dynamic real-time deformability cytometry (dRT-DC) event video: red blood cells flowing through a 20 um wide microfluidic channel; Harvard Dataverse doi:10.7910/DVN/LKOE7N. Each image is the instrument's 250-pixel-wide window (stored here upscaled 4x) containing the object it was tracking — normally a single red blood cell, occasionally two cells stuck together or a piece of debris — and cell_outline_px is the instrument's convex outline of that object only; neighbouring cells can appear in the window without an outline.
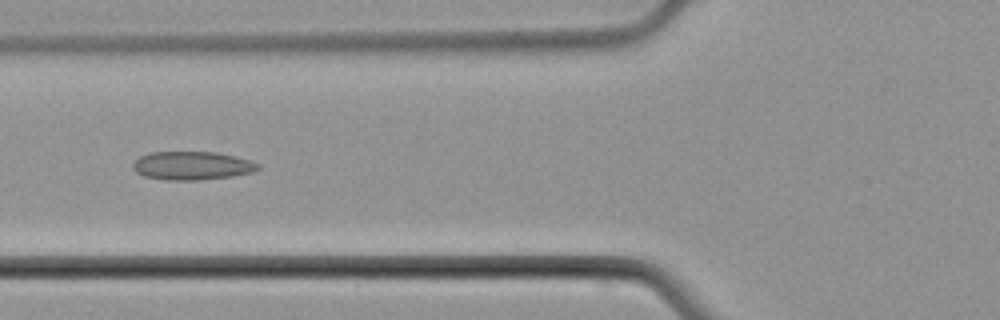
{"species": "common noctule bat (a hibernating species)", "species_latin": "Nyctalus noctula", "temperature_condition": "cold", "stored_images_in_passage": 8, "camera_frame_rate_fps": 3000, "um_per_image_px": 0.085, "animal": {"sex": "male", "body_mass_g": 21.5, "forearm_length_mm": 52.0}, "frame": {"image": 1, "passage_image": 6, "time_ms": 7.0, "image_size_px": [1000, 320], "cell_outline_px": [[260, 168], [252, 172], [232, 176], [200, 180], [164, 180], [144, 176], [136, 172], [132, 168], [132, 164], [140, 156], [148, 152], [216, 152], [236, 156], [260, 164]], "centroid_in_image_um": [16.3, 14.08], "position_along_channel_um": 109.5, "area_um2": 20.81}}
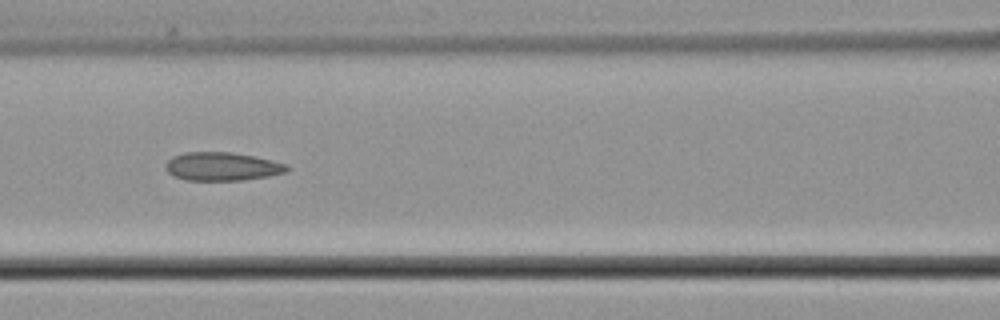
{"frame": {"image": 2, "passage_image": 7, "time_ms": 8.0, "image_size_px": [1000, 320], "cell_outline_px": [[288, 168], [284, 172], [268, 176], [244, 180], [188, 180], [176, 176], [168, 172], [164, 168], [164, 164], [172, 156], [184, 152], [232, 152], [256, 156], [288, 164]], "centroid_in_image_um": [18.86, 14.13], "position_along_channel_um": 147.7, "area_um2": 20.11}}
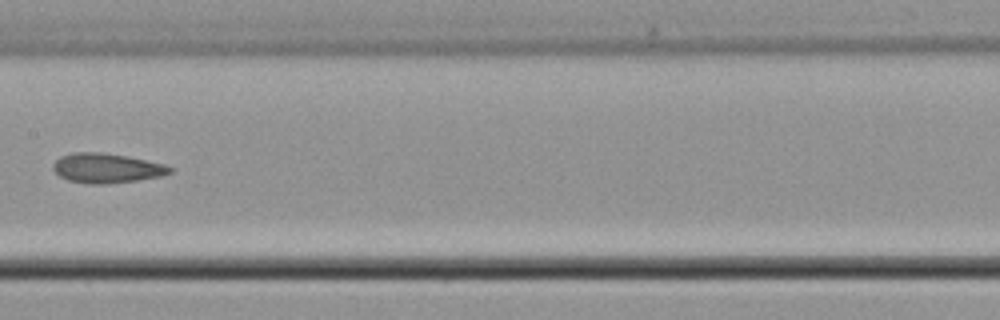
{"frame": {"image": 3, "passage_image": 8, "time_ms": 9.333, "image_size_px": [1000, 320], "cell_outline_px": [[172, 172], [160, 176], [136, 180], [108, 184], [88, 184], [68, 180], [60, 176], [52, 168], [52, 164], [60, 156], [72, 152], [100, 152], [128, 156], [164, 164], [172, 168]], "centroid_in_image_um": [9.03, 14.28], "position_along_channel_um": 198.4, "area_um2": 20.17}}